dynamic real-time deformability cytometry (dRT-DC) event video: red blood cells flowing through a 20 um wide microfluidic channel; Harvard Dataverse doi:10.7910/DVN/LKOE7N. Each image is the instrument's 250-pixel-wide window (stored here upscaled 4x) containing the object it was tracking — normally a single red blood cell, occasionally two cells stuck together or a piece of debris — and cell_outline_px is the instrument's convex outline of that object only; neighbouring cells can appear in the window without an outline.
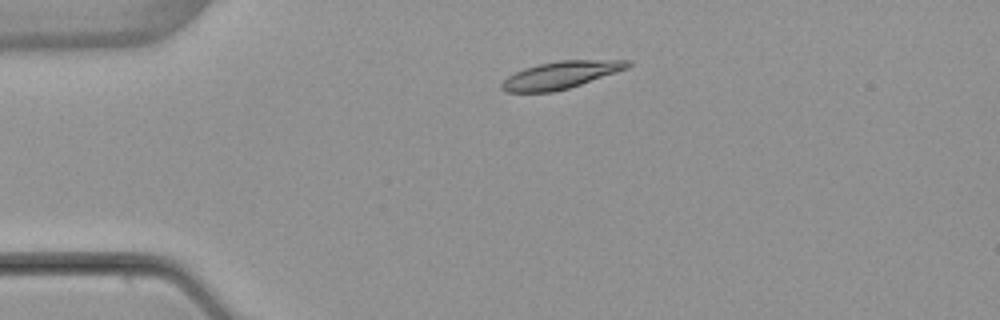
{"species": "common noctule bat (a hibernating species)", "species_latin": "Nyctalus noctula", "temperature_condition": "warm", "stored_images_in_passage": 3, "camera_frame_rate_fps": 3000, "um_per_image_px": 0.085, "animal": {"sex": "female", "body_mass_g": 22.7, "forearm_length_mm": 54.2}, "frame": {"image": 1, "passage_image": 2, "time_ms": 2.0, "image_size_px": [1000, 320], "cell_outline_px": [[632, 64], [628, 68], [568, 88], [552, 92], [508, 92], [500, 88], [500, 84], [508, 76], [524, 68], [540, 64], [560, 60], [632, 60]], "centroid_in_image_um": [47.66, 6.37], "position_along_channel_um": 37.3, "area_um2": 19.83}}